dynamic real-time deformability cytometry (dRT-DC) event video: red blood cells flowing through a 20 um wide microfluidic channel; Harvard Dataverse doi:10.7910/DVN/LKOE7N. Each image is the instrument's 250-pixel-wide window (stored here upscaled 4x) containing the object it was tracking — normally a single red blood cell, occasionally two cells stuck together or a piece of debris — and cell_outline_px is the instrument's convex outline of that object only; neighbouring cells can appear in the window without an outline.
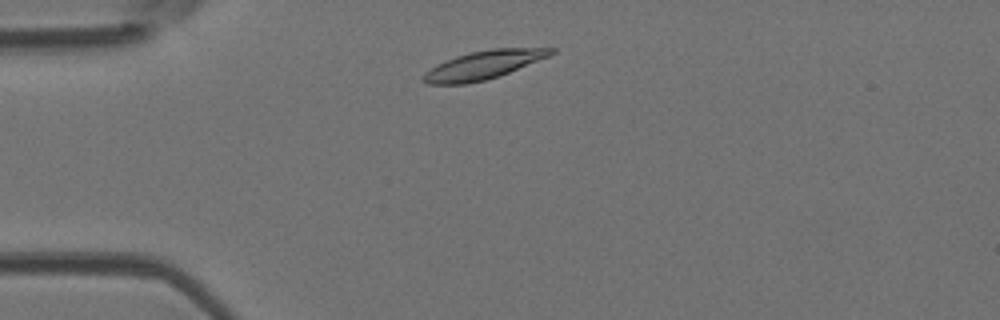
{"species": "Egyptian fruit bat (a non-hibernating species)", "species_latin": "Rousettus aegyptiacus", "temperature_condition": "room temperature", "stored_images_in_passage": 41, "camera_frame_rate_fps": 3000, "um_per_image_px": 0.085, "animal": {"sex": "female"}, "frame": {"image": 1, "passage_image": 4, "time_ms": 1.0, "image_size_px": [1000, 320], "cell_outline_px": [[556, 52], [548, 56], [508, 72], [484, 80], [464, 84], [428, 84], [420, 80], [420, 76], [424, 72], [436, 64], [456, 56], [468, 52], [492, 48], [556, 48]], "centroid_in_image_um": [41.0, 5.52], "position_along_channel_um": 44.0, "area_um2": 20.98}}
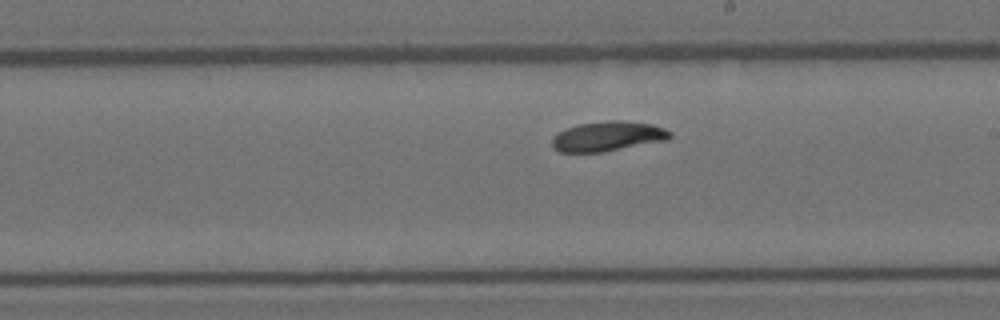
{"frame": {"image": 2, "passage_image": 20, "time_ms": 6.333, "image_size_px": [1000, 320], "cell_outline_px": [[672, 136], [668, 140], [604, 152], [560, 152], [552, 148], [552, 136], [564, 128], [580, 124], [608, 120], [620, 120], [652, 124], [664, 128], [672, 132]], "centroid_in_image_um": [51.66, 11.59], "position_along_channel_um": 237.3, "area_um2": 20.75}}
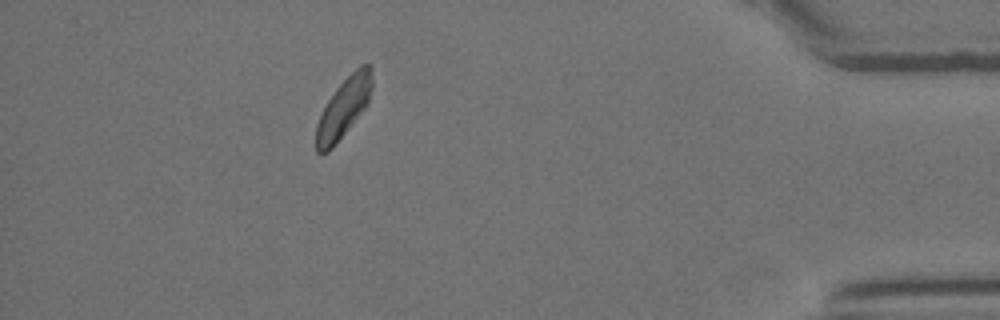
{"frame": {"image": 3, "passage_image": 36, "time_ms": 11.667, "image_size_px": [1000, 320], "cell_outline_px": [[372, 88], [368, 104], [332, 148], [328, 152], [320, 156], [316, 152], [316, 124], [328, 100], [336, 88], [360, 64], [368, 64], [372, 68]], "centroid_in_image_um": [29.21, 9.18], "position_along_channel_um": 406.0, "area_um2": 19.31}, "authors_computed_cell_mechanics": {"area_um2": 20.2878, "velocity_mm_per_s": 4.0828, "shape_relaxation_time_tau1_ms": 2.3977, "shape_relaxation_time_tau2_ms": null, "deformation_change_tau1": 0.0946, "deformation_change_tau2": null}}